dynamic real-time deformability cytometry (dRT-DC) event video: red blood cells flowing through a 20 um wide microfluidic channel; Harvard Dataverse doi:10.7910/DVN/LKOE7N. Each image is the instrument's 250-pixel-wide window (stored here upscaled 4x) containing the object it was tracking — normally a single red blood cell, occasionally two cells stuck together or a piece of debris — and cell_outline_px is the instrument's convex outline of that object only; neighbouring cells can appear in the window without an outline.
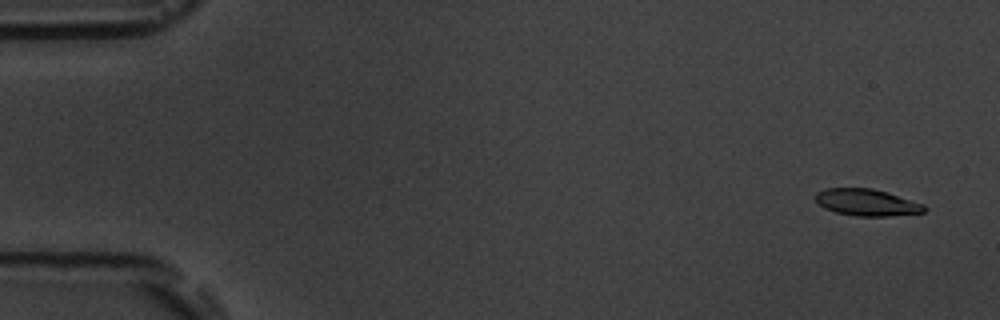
{"species": "common noctule bat (a hibernating species)", "species_latin": "Nyctalus noctula", "temperature_condition": "room temperature", "stored_images_in_passage": 4, "camera_frame_rate_fps": 3000, "um_per_image_px": 0.085, "animal": {"sex": "male", "body_mass_g": 19.5, "forearm_length_mm": 54.6}, "frame": {"image": 1, "passage_image": 1, "time_ms": 0.0, "image_size_px": [1000, 320], "cell_outline_px": [[928, 208], [924, 212], [888, 216], [856, 216], [836, 212], [824, 208], [816, 200], [816, 192], [824, 188], [872, 188], [888, 192], [924, 204]], "centroid_in_image_um": [73.69, 17.2], "position_along_channel_um": 11.3, "area_um2": 16.99}}